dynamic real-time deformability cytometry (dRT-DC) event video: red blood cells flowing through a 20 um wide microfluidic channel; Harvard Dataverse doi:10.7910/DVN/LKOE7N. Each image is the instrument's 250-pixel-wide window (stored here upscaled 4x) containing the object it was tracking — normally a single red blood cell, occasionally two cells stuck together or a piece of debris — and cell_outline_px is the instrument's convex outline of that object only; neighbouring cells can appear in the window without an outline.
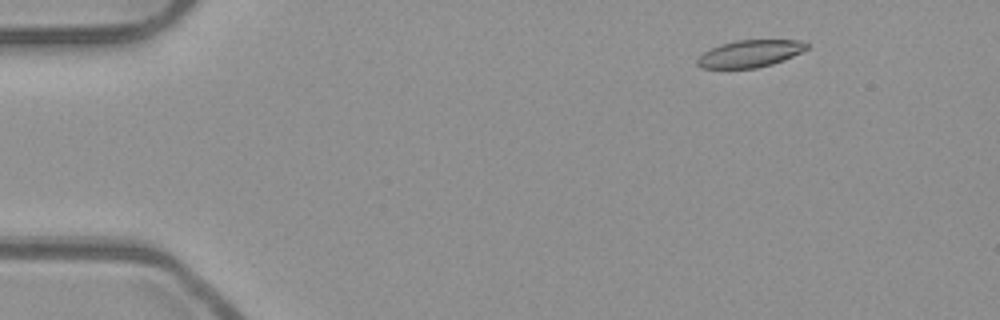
{"species": "common noctule bat (a hibernating species)", "species_latin": "Nyctalus noctula", "temperature_condition": "room temperature", "stored_images_in_passage": 53, "segment_of_instrument_passage": [1, 2], "camera_frame_rate_fps": 3000, "um_per_image_px": 0.085, "animal": {"sex": "male", "body_mass_g": 23.1, "forearm_length_mm": 52.7}, "frame": {"image": 1, "passage_image": 6, "time_ms": 1.667, "image_size_px": [1000, 320], "cell_outline_px": [[808, 48], [784, 60], [772, 64], [756, 68], [700, 68], [696, 64], [696, 60], [704, 52], [720, 44], [736, 40], [800, 40], [808, 44]], "centroid_in_image_um": [63.73, 4.56], "position_along_channel_um": 21.3, "area_um2": 17.22}}
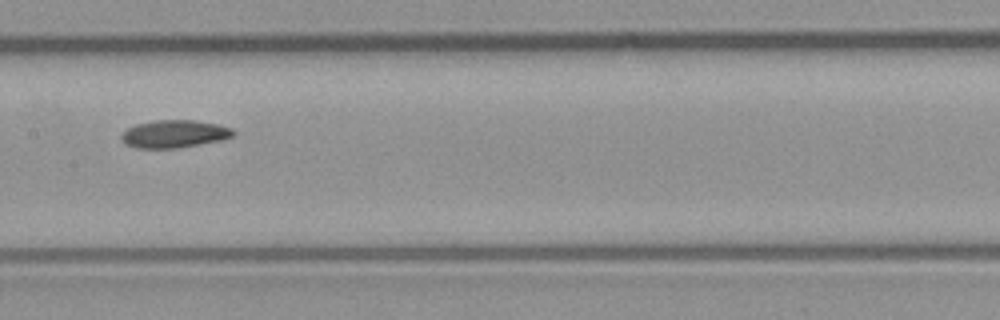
{"frame": {"image": 2, "passage_image": 26, "time_ms": 8.333, "image_size_px": [1000, 320], "cell_outline_px": [[236, 132], [232, 136], [220, 140], [176, 148], [136, 148], [124, 144], [120, 140], [120, 136], [128, 128], [136, 124], [152, 120], [196, 120], [216, 124], [232, 128]], "centroid_in_image_um": [14.77, 11.38], "position_along_channel_um": 192.6, "area_um2": 18.03}}
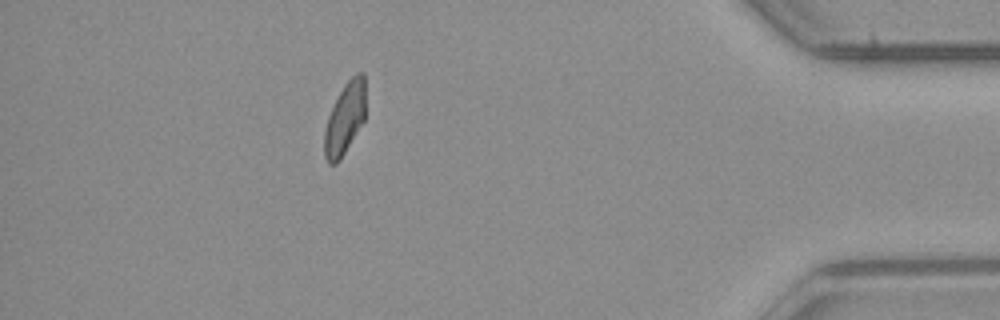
{"frame": {"image": 3, "passage_image": 46, "time_ms": 15.0, "image_size_px": [1000, 320], "cell_outline_px": [[364, 120], [340, 160], [336, 164], [328, 164], [324, 156], [324, 132], [328, 116], [344, 84], [356, 72], [364, 72]], "centroid_in_image_um": [29.3, 10.09], "position_along_channel_um": 405.9, "area_um2": 16.99}}